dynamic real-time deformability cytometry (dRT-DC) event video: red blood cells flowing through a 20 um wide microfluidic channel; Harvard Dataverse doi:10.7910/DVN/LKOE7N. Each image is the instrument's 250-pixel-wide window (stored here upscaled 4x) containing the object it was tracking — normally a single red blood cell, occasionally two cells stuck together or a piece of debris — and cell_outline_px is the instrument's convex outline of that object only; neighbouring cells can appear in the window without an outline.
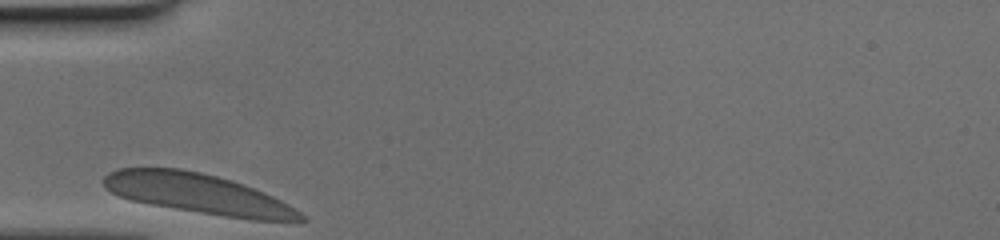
{"species": "human", "species_latin": "Homo sapiens", "temperature_condition": "cold", "stored_images_in_passage": 25, "camera_frame_rate_fps": 3000, "um_per_image_px": 0.085, "donor": {"sex": "female"}, "frame": {"image": 1, "passage_image": 1, "time_ms": 0.0, "image_size_px": [1000, 240], "cell_outline_px": [[308, 220], [252, 220], [224, 216], [152, 204], [132, 200], [120, 196], [104, 188], [100, 180], [108, 172], [116, 168], [180, 168], [200, 172], [232, 180], [244, 184], [264, 192], [288, 204], [300, 212]], "centroid_in_image_um": [16.78, 16.44], "position_along_channel_um": 68.2, "area_um2": 45.49}}
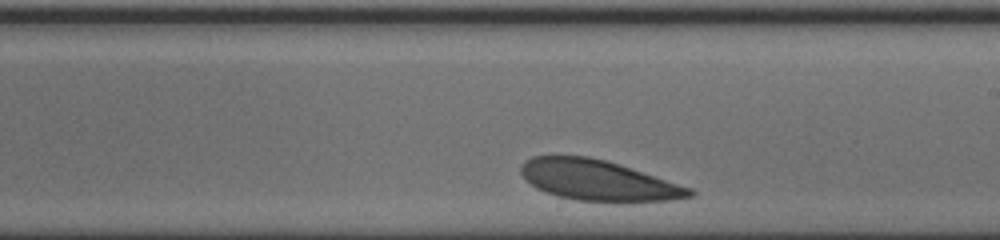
{"frame": {"image": 2, "passage_image": 15, "time_ms": 4.667, "image_size_px": [1000, 240], "cell_outline_px": [[696, 192], [692, 196], [672, 200], [616, 204], [576, 200], [560, 196], [536, 188], [524, 180], [520, 172], [520, 164], [524, 160], [532, 156], [588, 156], [604, 160], [692, 188]], "centroid_in_image_um": [50.83, 15.36], "position_along_channel_um": 238.2, "area_um2": 40.23}}
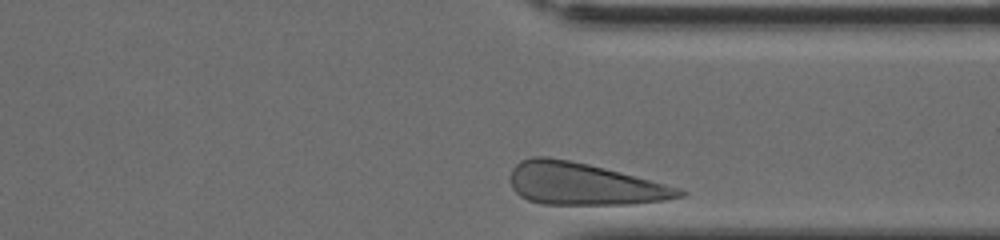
{"frame": {"image": 3, "passage_image": 25, "time_ms": 8.0, "image_size_px": [1000, 240], "cell_outline_px": [[688, 192], [684, 196], [664, 200], [632, 204], [540, 204], [528, 200], [520, 196], [512, 188], [512, 168], [520, 160], [532, 156], [548, 156], [588, 164], [620, 172], [680, 188]], "centroid_in_image_um": [49.62, 15.64], "position_along_channel_um": 361.8, "area_um2": 41.27}}